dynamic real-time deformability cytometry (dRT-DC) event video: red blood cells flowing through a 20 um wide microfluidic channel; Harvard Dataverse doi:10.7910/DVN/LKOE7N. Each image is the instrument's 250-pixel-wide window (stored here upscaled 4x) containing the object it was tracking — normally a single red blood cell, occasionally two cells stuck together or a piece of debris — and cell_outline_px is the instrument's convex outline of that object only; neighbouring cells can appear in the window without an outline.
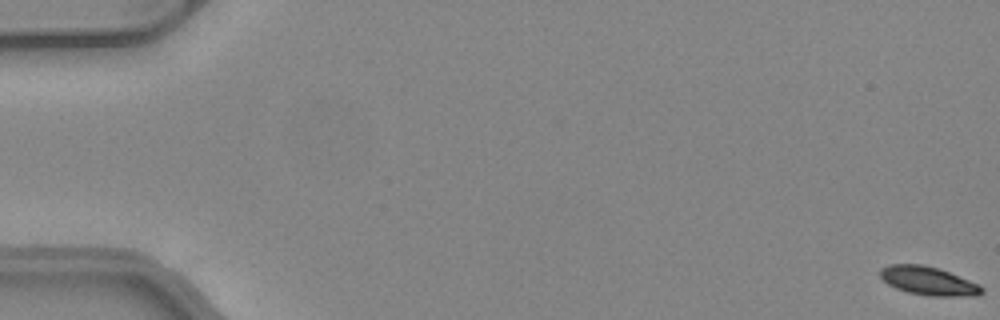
{"species": "common noctule bat (a hibernating species)", "species_latin": "Nyctalus noctula", "temperature_condition": "warm", "stored_images_in_passage": 52, "camera_frame_rate_fps": 3000, "um_per_image_px": 0.085, "animal": {"sex": "female", "body_mass_g": 24.6, "forearm_length_mm": 56.2}, "frame": {"image": 1, "passage_image": 1, "time_ms": 0.0, "image_size_px": [1000, 320], "cell_outline_px": [[984, 292], [976, 296], [928, 296], [908, 292], [896, 288], [888, 284], [880, 276], [880, 268], [888, 264], [924, 264], [940, 268], [980, 284], [984, 288]], "centroid_in_image_um": [78.94, 23.87], "position_along_channel_um": 6.1, "area_um2": 17.17}}
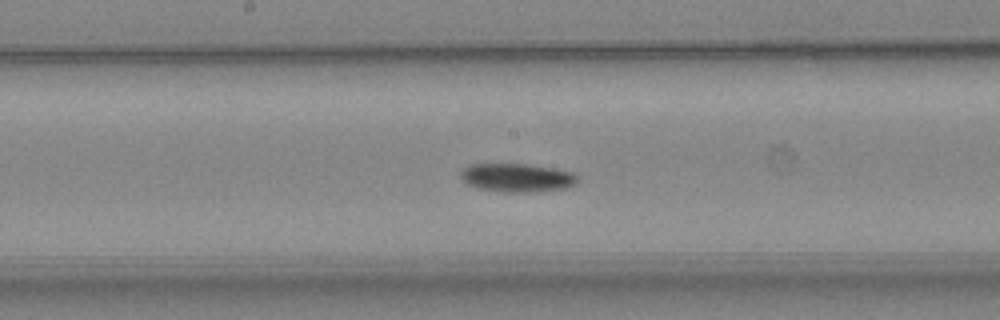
{"frame": {"image": 2, "passage_image": 28, "time_ms": 9.0, "image_size_px": [1000, 320], "cell_outline_px": [[580, 180], [576, 184], [568, 188], [540, 192], [504, 192], [480, 188], [464, 184], [460, 176], [460, 172], [468, 164], [528, 164], [552, 168], [572, 172], [580, 176]], "centroid_in_image_um": [43.98, 15.11], "position_along_channel_um": 204.2, "area_um2": 19.83}}
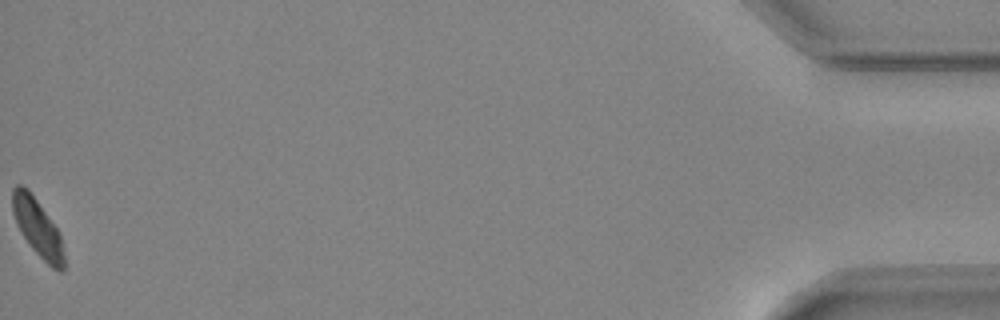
{"frame": {"image": 3, "passage_image": 52, "time_ms": 17.0, "image_size_px": [1000, 320], "cell_outline_px": [[64, 268], [60, 272], [52, 268], [32, 248], [16, 224], [12, 212], [12, 188], [16, 184], [20, 184], [28, 188], [60, 232], [64, 256]], "centroid_in_image_um": [3.18, 19.32], "position_along_channel_um": 432.0, "area_um2": 17.22}, "authors_computed_cell_mechanics": {"area_um2": 18.2359, "velocity_mm_per_s": 4.116, "shape_relaxation_time_tau1_ms": 3.6471, "shape_relaxation_time_tau2_ms": null, "deformation_change_tau1": 0.1207, "deformation_change_tau2": null}}